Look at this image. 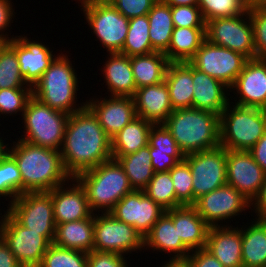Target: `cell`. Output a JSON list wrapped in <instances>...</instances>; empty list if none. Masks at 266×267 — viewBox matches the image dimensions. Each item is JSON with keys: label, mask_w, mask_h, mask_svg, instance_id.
<instances>
[{"label": "cell", "mask_w": 266, "mask_h": 267, "mask_svg": "<svg viewBox=\"0 0 266 267\" xmlns=\"http://www.w3.org/2000/svg\"><path fill=\"white\" fill-rule=\"evenodd\" d=\"M193 177L195 201L211 191L227 184L226 149L217 148L185 155Z\"/></svg>", "instance_id": "9a60e30c"}, {"label": "cell", "mask_w": 266, "mask_h": 267, "mask_svg": "<svg viewBox=\"0 0 266 267\" xmlns=\"http://www.w3.org/2000/svg\"><path fill=\"white\" fill-rule=\"evenodd\" d=\"M133 99L136 116L153 124L163 123L173 112L165 80L157 85L136 89Z\"/></svg>", "instance_id": "d4e9b609"}, {"label": "cell", "mask_w": 266, "mask_h": 267, "mask_svg": "<svg viewBox=\"0 0 266 267\" xmlns=\"http://www.w3.org/2000/svg\"><path fill=\"white\" fill-rule=\"evenodd\" d=\"M12 4L15 5L12 0H0V35L9 40L15 38L10 32L12 29L11 23L15 21V15L17 14V12L15 13V8ZM5 30L9 31L10 34L7 31L5 32Z\"/></svg>", "instance_id": "f907efd6"}, {"label": "cell", "mask_w": 266, "mask_h": 267, "mask_svg": "<svg viewBox=\"0 0 266 267\" xmlns=\"http://www.w3.org/2000/svg\"><path fill=\"white\" fill-rule=\"evenodd\" d=\"M94 214L83 220L57 224L53 244L89 253L94 245Z\"/></svg>", "instance_id": "83f0119b"}, {"label": "cell", "mask_w": 266, "mask_h": 267, "mask_svg": "<svg viewBox=\"0 0 266 267\" xmlns=\"http://www.w3.org/2000/svg\"><path fill=\"white\" fill-rule=\"evenodd\" d=\"M3 139V136L0 135V157L6 152L7 149V144L6 142H4L7 138H5L4 140Z\"/></svg>", "instance_id": "680465c9"}, {"label": "cell", "mask_w": 266, "mask_h": 267, "mask_svg": "<svg viewBox=\"0 0 266 267\" xmlns=\"http://www.w3.org/2000/svg\"><path fill=\"white\" fill-rule=\"evenodd\" d=\"M59 55L53 60L41 78L32 86V94L49 107L72 114L86 107V101L77 104V91L82 79L66 55L59 50Z\"/></svg>", "instance_id": "277c9868"}, {"label": "cell", "mask_w": 266, "mask_h": 267, "mask_svg": "<svg viewBox=\"0 0 266 267\" xmlns=\"http://www.w3.org/2000/svg\"><path fill=\"white\" fill-rule=\"evenodd\" d=\"M164 3L171 6H197L198 0H162Z\"/></svg>", "instance_id": "9f6ffc18"}, {"label": "cell", "mask_w": 266, "mask_h": 267, "mask_svg": "<svg viewBox=\"0 0 266 267\" xmlns=\"http://www.w3.org/2000/svg\"><path fill=\"white\" fill-rule=\"evenodd\" d=\"M247 9L255 7H266V0H243Z\"/></svg>", "instance_id": "6f0895ef"}, {"label": "cell", "mask_w": 266, "mask_h": 267, "mask_svg": "<svg viewBox=\"0 0 266 267\" xmlns=\"http://www.w3.org/2000/svg\"><path fill=\"white\" fill-rule=\"evenodd\" d=\"M150 156L154 172H168L178 161L167 153L156 152L150 147Z\"/></svg>", "instance_id": "816d5d0a"}, {"label": "cell", "mask_w": 266, "mask_h": 267, "mask_svg": "<svg viewBox=\"0 0 266 267\" xmlns=\"http://www.w3.org/2000/svg\"><path fill=\"white\" fill-rule=\"evenodd\" d=\"M95 1H99V2H110L111 0H95Z\"/></svg>", "instance_id": "6125c7cd"}, {"label": "cell", "mask_w": 266, "mask_h": 267, "mask_svg": "<svg viewBox=\"0 0 266 267\" xmlns=\"http://www.w3.org/2000/svg\"><path fill=\"white\" fill-rule=\"evenodd\" d=\"M7 211L24 227L40 232L51 244L55 237L56 224L53 202L49 192H25L5 205Z\"/></svg>", "instance_id": "30bf717a"}, {"label": "cell", "mask_w": 266, "mask_h": 267, "mask_svg": "<svg viewBox=\"0 0 266 267\" xmlns=\"http://www.w3.org/2000/svg\"><path fill=\"white\" fill-rule=\"evenodd\" d=\"M165 212L172 218L178 236L191 251L205 248L210 226L192 205H183Z\"/></svg>", "instance_id": "4316f807"}, {"label": "cell", "mask_w": 266, "mask_h": 267, "mask_svg": "<svg viewBox=\"0 0 266 267\" xmlns=\"http://www.w3.org/2000/svg\"><path fill=\"white\" fill-rule=\"evenodd\" d=\"M253 159L261 166L266 173V132L249 150Z\"/></svg>", "instance_id": "db71d44e"}, {"label": "cell", "mask_w": 266, "mask_h": 267, "mask_svg": "<svg viewBox=\"0 0 266 267\" xmlns=\"http://www.w3.org/2000/svg\"><path fill=\"white\" fill-rule=\"evenodd\" d=\"M251 221H247V225L240 228L242 264L243 267H266V221L256 218Z\"/></svg>", "instance_id": "f546056e"}, {"label": "cell", "mask_w": 266, "mask_h": 267, "mask_svg": "<svg viewBox=\"0 0 266 267\" xmlns=\"http://www.w3.org/2000/svg\"><path fill=\"white\" fill-rule=\"evenodd\" d=\"M94 97L86 99V106L97 117L110 138L137 117L133 97L105 96L102 98L100 96V99L97 96Z\"/></svg>", "instance_id": "44dd1931"}, {"label": "cell", "mask_w": 266, "mask_h": 267, "mask_svg": "<svg viewBox=\"0 0 266 267\" xmlns=\"http://www.w3.org/2000/svg\"><path fill=\"white\" fill-rule=\"evenodd\" d=\"M169 172L173 181L176 199L182 205H193V177L188 162L185 159L178 162Z\"/></svg>", "instance_id": "7bdbcfd3"}, {"label": "cell", "mask_w": 266, "mask_h": 267, "mask_svg": "<svg viewBox=\"0 0 266 267\" xmlns=\"http://www.w3.org/2000/svg\"><path fill=\"white\" fill-rule=\"evenodd\" d=\"M147 16L152 48L156 52L164 53L168 49L174 30L171 7L162 0H157Z\"/></svg>", "instance_id": "e575fe53"}, {"label": "cell", "mask_w": 266, "mask_h": 267, "mask_svg": "<svg viewBox=\"0 0 266 267\" xmlns=\"http://www.w3.org/2000/svg\"><path fill=\"white\" fill-rule=\"evenodd\" d=\"M183 263L186 267H224L218 259L205 248L192 250Z\"/></svg>", "instance_id": "681fc988"}, {"label": "cell", "mask_w": 266, "mask_h": 267, "mask_svg": "<svg viewBox=\"0 0 266 267\" xmlns=\"http://www.w3.org/2000/svg\"><path fill=\"white\" fill-rule=\"evenodd\" d=\"M165 82L173 110L192 107L194 88L190 62L169 63Z\"/></svg>", "instance_id": "f1b7e54d"}, {"label": "cell", "mask_w": 266, "mask_h": 267, "mask_svg": "<svg viewBox=\"0 0 266 267\" xmlns=\"http://www.w3.org/2000/svg\"><path fill=\"white\" fill-rule=\"evenodd\" d=\"M60 152L71 177L112 158L111 138L87 106L69 115Z\"/></svg>", "instance_id": "6da1fadb"}, {"label": "cell", "mask_w": 266, "mask_h": 267, "mask_svg": "<svg viewBox=\"0 0 266 267\" xmlns=\"http://www.w3.org/2000/svg\"><path fill=\"white\" fill-rule=\"evenodd\" d=\"M49 193L53 202L56 225L90 218L94 214L90 209L84 187L75 177H71L66 183L55 187Z\"/></svg>", "instance_id": "ffe728a7"}, {"label": "cell", "mask_w": 266, "mask_h": 267, "mask_svg": "<svg viewBox=\"0 0 266 267\" xmlns=\"http://www.w3.org/2000/svg\"><path fill=\"white\" fill-rule=\"evenodd\" d=\"M229 89L233 104L266 110V59H249Z\"/></svg>", "instance_id": "d6986e66"}, {"label": "cell", "mask_w": 266, "mask_h": 267, "mask_svg": "<svg viewBox=\"0 0 266 267\" xmlns=\"http://www.w3.org/2000/svg\"><path fill=\"white\" fill-rule=\"evenodd\" d=\"M22 194V177L15 159L6 151L0 157V200L7 198L8 204Z\"/></svg>", "instance_id": "74e56055"}, {"label": "cell", "mask_w": 266, "mask_h": 267, "mask_svg": "<svg viewBox=\"0 0 266 267\" xmlns=\"http://www.w3.org/2000/svg\"><path fill=\"white\" fill-rule=\"evenodd\" d=\"M205 39V28L174 27L164 54L170 63L189 62Z\"/></svg>", "instance_id": "4dcf8cb0"}, {"label": "cell", "mask_w": 266, "mask_h": 267, "mask_svg": "<svg viewBox=\"0 0 266 267\" xmlns=\"http://www.w3.org/2000/svg\"><path fill=\"white\" fill-rule=\"evenodd\" d=\"M0 237L22 267H39L51 245L40 232L22 226L7 210L0 216Z\"/></svg>", "instance_id": "8fae6325"}, {"label": "cell", "mask_w": 266, "mask_h": 267, "mask_svg": "<svg viewBox=\"0 0 266 267\" xmlns=\"http://www.w3.org/2000/svg\"><path fill=\"white\" fill-rule=\"evenodd\" d=\"M94 251L122 256L144 250V237L132 226L117 220L111 213L94 214Z\"/></svg>", "instance_id": "9c48e42d"}, {"label": "cell", "mask_w": 266, "mask_h": 267, "mask_svg": "<svg viewBox=\"0 0 266 267\" xmlns=\"http://www.w3.org/2000/svg\"><path fill=\"white\" fill-rule=\"evenodd\" d=\"M0 267H22L8 245L0 237Z\"/></svg>", "instance_id": "11a10c76"}, {"label": "cell", "mask_w": 266, "mask_h": 267, "mask_svg": "<svg viewBox=\"0 0 266 267\" xmlns=\"http://www.w3.org/2000/svg\"><path fill=\"white\" fill-rule=\"evenodd\" d=\"M192 206L210 227L230 226L232 219L246 216L241 213L251 209V203L228 184L198 198Z\"/></svg>", "instance_id": "4fadbf2b"}, {"label": "cell", "mask_w": 266, "mask_h": 267, "mask_svg": "<svg viewBox=\"0 0 266 267\" xmlns=\"http://www.w3.org/2000/svg\"><path fill=\"white\" fill-rule=\"evenodd\" d=\"M266 132V110L233 104L220 115V146L249 151Z\"/></svg>", "instance_id": "8992f818"}, {"label": "cell", "mask_w": 266, "mask_h": 267, "mask_svg": "<svg viewBox=\"0 0 266 267\" xmlns=\"http://www.w3.org/2000/svg\"><path fill=\"white\" fill-rule=\"evenodd\" d=\"M155 52L149 38V19L142 15L129 19V29L122 50L126 56L146 55Z\"/></svg>", "instance_id": "d590c367"}, {"label": "cell", "mask_w": 266, "mask_h": 267, "mask_svg": "<svg viewBox=\"0 0 266 267\" xmlns=\"http://www.w3.org/2000/svg\"><path fill=\"white\" fill-rule=\"evenodd\" d=\"M157 0H111L112 5L128 19L147 15Z\"/></svg>", "instance_id": "c3c4849f"}, {"label": "cell", "mask_w": 266, "mask_h": 267, "mask_svg": "<svg viewBox=\"0 0 266 267\" xmlns=\"http://www.w3.org/2000/svg\"><path fill=\"white\" fill-rule=\"evenodd\" d=\"M159 251L170 257L164 262H183L191 253V250L182 242L178 236L177 228L172 218L164 212L159 220L153 225L150 232L144 237V251Z\"/></svg>", "instance_id": "7402d4cb"}, {"label": "cell", "mask_w": 266, "mask_h": 267, "mask_svg": "<svg viewBox=\"0 0 266 267\" xmlns=\"http://www.w3.org/2000/svg\"><path fill=\"white\" fill-rule=\"evenodd\" d=\"M197 6L205 23L212 19L235 17L248 10L243 0H198Z\"/></svg>", "instance_id": "ab89813d"}, {"label": "cell", "mask_w": 266, "mask_h": 267, "mask_svg": "<svg viewBox=\"0 0 266 267\" xmlns=\"http://www.w3.org/2000/svg\"><path fill=\"white\" fill-rule=\"evenodd\" d=\"M101 68L109 96L133 97L136 84L131 68V57L119 52L108 53Z\"/></svg>", "instance_id": "484cf974"}, {"label": "cell", "mask_w": 266, "mask_h": 267, "mask_svg": "<svg viewBox=\"0 0 266 267\" xmlns=\"http://www.w3.org/2000/svg\"><path fill=\"white\" fill-rule=\"evenodd\" d=\"M81 7L87 25L107 53L120 52L125 43L129 19L122 15L111 2L75 0Z\"/></svg>", "instance_id": "ba28073f"}, {"label": "cell", "mask_w": 266, "mask_h": 267, "mask_svg": "<svg viewBox=\"0 0 266 267\" xmlns=\"http://www.w3.org/2000/svg\"><path fill=\"white\" fill-rule=\"evenodd\" d=\"M27 35H16L9 41V45L17 54L21 75L32 87L59 54H54V50L39 39H28Z\"/></svg>", "instance_id": "ac0fdd59"}, {"label": "cell", "mask_w": 266, "mask_h": 267, "mask_svg": "<svg viewBox=\"0 0 266 267\" xmlns=\"http://www.w3.org/2000/svg\"><path fill=\"white\" fill-rule=\"evenodd\" d=\"M33 96L32 88H8L0 90V118L23 115L29 99Z\"/></svg>", "instance_id": "b9f144b4"}, {"label": "cell", "mask_w": 266, "mask_h": 267, "mask_svg": "<svg viewBox=\"0 0 266 267\" xmlns=\"http://www.w3.org/2000/svg\"><path fill=\"white\" fill-rule=\"evenodd\" d=\"M165 210L155 203L143 190L126 194L110 212L117 220L132 225L145 237Z\"/></svg>", "instance_id": "e0dca14e"}, {"label": "cell", "mask_w": 266, "mask_h": 267, "mask_svg": "<svg viewBox=\"0 0 266 267\" xmlns=\"http://www.w3.org/2000/svg\"><path fill=\"white\" fill-rule=\"evenodd\" d=\"M152 122L135 117L111 138L112 156H124L148 145Z\"/></svg>", "instance_id": "d6a6232c"}, {"label": "cell", "mask_w": 266, "mask_h": 267, "mask_svg": "<svg viewBox=\"0 0 266 267\" xmlns=\"http://www.w3.org/2000/svg\"><path fill=\"white\" fill-rule=\"evenodd\" d=\"M227 184L233 186L250 203L258 196L266 173L249 151L226 150Z\"/></svg>", "instance_id": "2e32d148"}, {"label": "cell", "mask_w": 266, "mask_h": 267, "mask_svg": "<svg viewBox=\"0 0 266 267\" xmlns=\"http://www.w3.org/2000/svg\"><path fill=\"white\" fill-rule=\"evenodd\" d=\"M174 27L205 28L206 23L198 6H171Z\"/></svg>", "instance_id": "bcb514c9"}, {"label": "cell", "mask_w": 266, "mask_h": 267, "mask_svg": "<svg viewBox=\"0 0 266 267\" xmlns=\"http://www.w3.org/2000/svg\"><path fill=\"white\" fill-rule=\"evenodd\" d=\"M165 211L183 206L177 199L170 172H156L143 189Z\"/></svg>", "instance_id": "8d00e7d4"}, {"label": "cell", "mask_w": 266, "mask_h": 267, "mask_svg": "<svg viewBox=\"0 0 266 267\" xmlns=\"http://www.w3.org/2000/svg\"><path fill=\"white\" fill-rule=\"evenodd\" d=\"M68 118L69 114L53 109L32 96L22 115L23 134L17 139L60 151Z\"/></svg>", "instance_id": "52a82bcc"}, {"label": "cell", "mask_w": 266, "mask_h": 267, "mask_svg": "<svg viewBox=\"0 0 266 267\" xmlns=\"http://www.w3.org/2000/svg\"><path fill=\"white\" fill-rule=\"evenodd\" d=\"M206 39L215 44L239 52L248 59H256L253 26L248 10L229 18H217L206 22Z\"/></svg>", "instance_id": "7c38bea8"}, {"label": "cell", "mask_w": 266, "mask_h": 267, "mask_svg": "<svg viewBox=\"0 0 266 267\" xmlns=\"http://www.w3.org/2000/svg\"><path fill=\"white\" fill-rule=\"evenodd\" d=\"M75 178L84 187L94 214L110 213L126 194L133 191L122 165L113 158L79 173Z\"/></svg>", "instance_id": "5b68a950"}, {"label": "cell", "mask_w": 266, "mask_h": 267, "mask_svg": "<svg viewBox=\"0 0 266 267\" xmlns=\"http://www.w3.org/2000/svg\"><path fill=\"white\" fill-rule=\"evenodd\" d=\"M9 39L0 35V54L5 49V47L9 44Z\"/></svg>", "instance_id": "94428289"}, {"label": "cell", "mask_w": 266, "mask_h": 267, "mask_svg": "<svg viewBox=\"0 0 266 267\" xmlns=\"http://www.w3.org/2000/svg\"><path fill=\"white\" fill-rule=\"evenodd\" d=\"M253 26L256 58L266 59V7L248 9Z\"/></svg>", "instance_id": "f6af8a7d"}, {"label": "cell", "mask_w": 266, "mask_h": 267, "mask_svg": "<svg viewBox=\"0 0 266 267\" xmlns=\"http://www.w3.org/2000/svg\"><path fill=\"white\" fill-rule=\"evenodd\" d=\"M238 222L230 226H211L208 230L205 249L224 267H243L242 232Z\"/></svg>", "instance_id": "603a6c76"}, {"label": "cell", "mask_w": 266, "mask_h": 267, "mask_svg": "<svg viewBox=\"0 0 266 267\" xmlns=\"http://www.w3.org/2000/svg\"><path fill=\"white\" fill-rule=\"evenodd\" d=\"M160 267H186L184 265L183 262H174V263H170V262H162V265Z\"/></svg>", "instance_id": "91938a15"}, {"label": "cell", "mask_w": 266, "mask_h": 267, "mask_svg": "<svg viewBox=\"0 0 266 267\" xmlns=\"http://www.w3.org/2000/svg\"><path fill=\"white\" fill-rule=\"evenodd\" d=\"M248 60L239 52L215 45L205 39L189 62L196 69L220 80L230 88Z\"/></svg>", "instance_id": "5bb4252c"}, {"label": "cell", "mask_w": 266, "mask_h": 267, "mask_svg": "<svg viewBox=\"0 0 266 267\" xmlns=\"http://www.w3.org/2000/svg\"><path fill=\"white\" fill-rule=\"evenodd\" d=\"M193 100L192 108L208 110L219 116L231 101L230 89L223 82L215 79L192 65Z\"/></svg>", "instance_id": "cb8c5ba5"}, {"label": "cell", "mask_w": 266, "mask_h": 267, "mask_svg": "<svg viewBox=\"0 0 266 267\" xmlns=\"http://www.w3.org/2000/svg\"><path fill=\"white\" fill-rule=\"evenodd\" d=\"M169 63L162 52L132 56L131 68L137 89L163 82Z\"/></svg>", "instance_id": "1f68e13d"}, {"label": "cell", "mask_w": 266, "mask_h": 267, "mask_svg": "<svg viewBox=\"0 0 266 267\" xmlns=\"http://www.w3.org/2000/svg\"><path fill=\"white\" fill-rule=\"evenodd\" d=\"M148 145L156 152L167 153L169 156H173L178 162L185 159L184 153L180 150L174 137L163 123L152 124Z\"/></svg>", "instance_id": "ee69618b"}, {"label": "cell", "mask_w": 266, "mask_h": 267, "mask_svg": "<svg viewBox=\"0 0 266 267\" xmlns=\"http://www.w3.org/2000/svg\"><path fill=\"white\" fill-rule=\"evenodd\" d=\"M184 155L220 146V116L197 108L175 109L163 122Z\"/></svg>", "instance_id": "3957f363"}, {"label": "cell", "mask_w": 266, "mask_h": 267, "mask_svg": "<svg viewBox=\"0 0 266 267\" xmlns=\"http://www.w3.org/2000/svg\"><path fill=\"white\" fill-rule=\"evenodd\" d=\"M39 267H87V253L51 244Z\"/></svg>", "instance_id": "60d3db41"}, {"label": "cell", "mask_w": 266, "mask_h": 267, "mask_svg": "<svg viewBox=\"0 0 266 267\" xmlns=\"http://www.w3.org/2000/svg\"><path fill=\"white\" fill-rule=\"evenodd\" d=\"M7 143L6 151L15 159L22 177V194L25 192H49L70 180L65 171L61 152L36 146L15 138Z\"/></svg>", "instance_id": "7a4b0ae2"}, {"label": "cell", "mask_w": 266, "mask_h": 267, "mask_svg": "<svg viewBox=\"0 0 266 267\" xmlns=\"http://www.w3.org/2000/svg\"><path fill=\"white\" fill-rule=\"evenodd\" d=\"M122 165L133 190H143L154 176L150 146L124 156H112Z\"/></svg>", "instance_id": "836d02e7"}, {"label": "cell", "mask_w": 266, "mask_h": 267, "mask_svg": "<svg viewBox=\"0 0 266 267\" xmlns=\"http://www.w3.org/2000/svg\"><path fill=\"white\" fill-rule=\"evenodd\" d=\"M8 88H32L21 75L17 54L9 44L0 54V90Z\"/></svg>", "instance_id": "f35d334b"}, {"label": "cell", "mask_w": 266, "mask_h": 267, "mask_svg": "<svg viewBox=\"0 0 266 267\" xmlns=\"http://www.w3.org/2000/svg\"><path fill=\"white\" fill-rule=\"evenodd\" d=\"M129 257L113 252L94 251L87 253V267H128Z\"/></svg>", "instance_id": "7dc6e473"}, {"label": "cell", "mask_w": 266, "mask_h": 267, "mask_svg": "<svg viewBox=\"0 0 266 267\" xmlns=\"http://www.w3.org/2000/svg\"><path fill=\"white\" fill-rule=\"evenodd\" d=\"M251 213L254 215L253 218L266 221V179L261 186L258 196L251 203Z\"/></svg>", "instance_id": "f5cc1de1"}]
</instances>
